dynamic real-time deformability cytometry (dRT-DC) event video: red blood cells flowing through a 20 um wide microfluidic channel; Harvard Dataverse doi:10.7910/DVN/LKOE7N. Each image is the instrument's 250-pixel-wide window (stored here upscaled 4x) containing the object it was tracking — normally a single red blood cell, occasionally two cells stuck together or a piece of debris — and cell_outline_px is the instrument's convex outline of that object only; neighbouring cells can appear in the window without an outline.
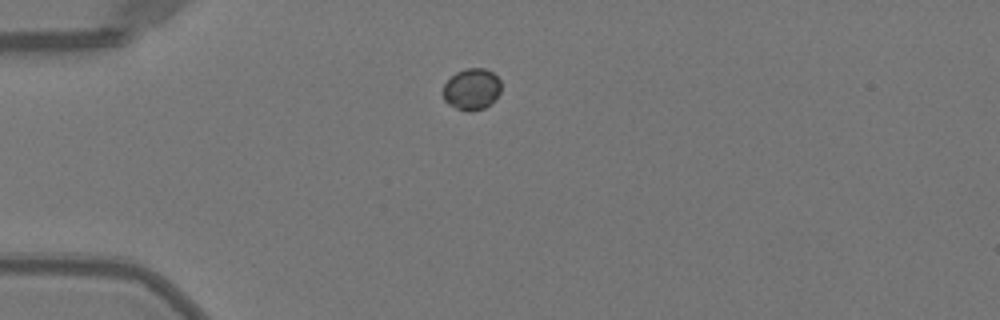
{"species": "Egyptian fruit bat (a non-hibernating species)", "species_latin": "Rousettus aegyptiacus", "temperature_condition": "warm", "stored_images_in_passage": 39, "camera_frame_rate_fps": 3000, "um_per_image_px": 0.085, "animal": {"sex": "female"}, "frame": {"image": 1, "passage_image": 1, "time_ms": 0.0, "image_size_px": [1000, 320], "cell_outline_px": [[500, 92], [496, 100], [484, 108], [472, 112], [468, 112], [456, 108], [448, 104], [444, 100], [444, 84], [456, 72], [464, 68], [484, 68], [492, 72], [500, 80]], "centroid_in_image_um": [40.11, 7.59], "position_along_channel_um": 44.9, "area_um2": 14.1}}
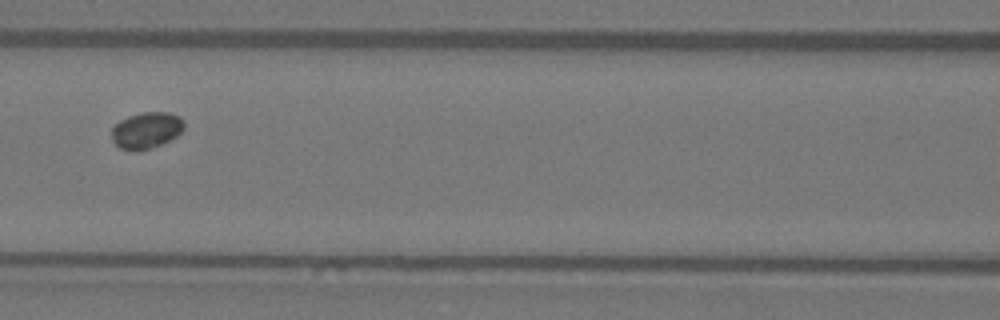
{"frame": {"image": 2, "passage_image": 11, "time_ms": 3.333, "image_size_px": [1000, 320], "cell_outline_px": [[184, 128], [176, 136], [160, 144], [136, 152], [120, 148], [112, 140], [112, 128], [120, 120], [128, 116], [144, 112], [168, 112], [180, 116], [184, 120]], "centroid_in_image_um": [12.44, 11.06], "position_along_channel_um": 154.2, "area_um2": 15.26}}
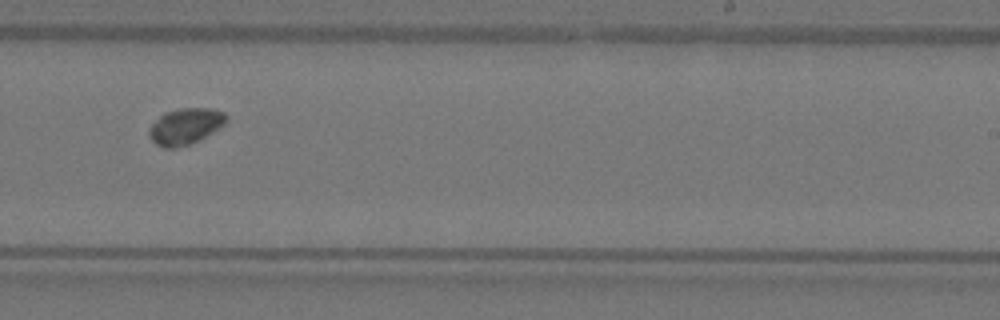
{"frame": {"image": 3, "passage_image": 20, "time_ms": 6.333, "image_size_px": [1000, 320], "cell_outline_px": [[228, 116], [224, 124], [200, 140], [176, 148], [164, 148], [156, 144], [152, 140], [148, 132], [148, 128], [164, 112], [180, 108], [212, 108], [224, 112]], "centroid_in_image_um": [15.75, 10.73], "position_along_channel_um": 273.3, "area_um2": 16.24}}